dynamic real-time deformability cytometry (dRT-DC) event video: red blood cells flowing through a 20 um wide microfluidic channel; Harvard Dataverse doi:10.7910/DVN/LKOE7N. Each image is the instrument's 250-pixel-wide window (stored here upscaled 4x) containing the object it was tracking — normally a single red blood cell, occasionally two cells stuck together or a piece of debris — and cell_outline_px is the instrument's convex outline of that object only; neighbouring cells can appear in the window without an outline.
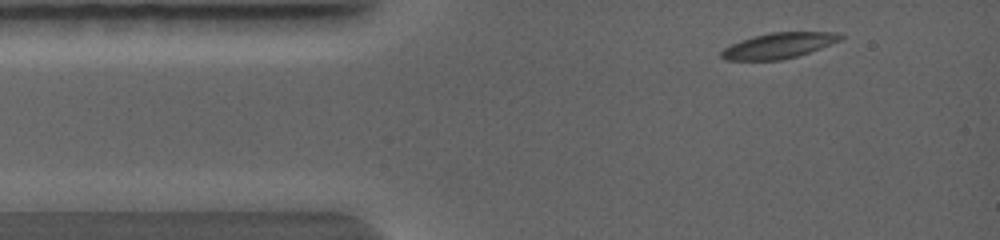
{"species": "common noctule bat (a hibernating species)", "species_latin": "Nyctalus noctula", "temperature_condition": "warm", "stored_images_in_passage": 40, "camera_frame_rate_fps": 5000, "um_per_image_px": 0.085, "animal": {"sex": "female", "body_mass_g": 19.0, "forearm_length_mm": 56.7}, "frame": {"image": 1, "passage_image": 2, "time_ms": 0.2, "image_size_px": [1000, 240], "cell_outline_px": [[844, 36], [840, 40], [820, 48], [796, 56], [780, 60], [724, 60], [720, 56], [720, 52], [724, 48], [740, 40], [752, 36], [772, 32], [836, 32]], "centroid_in_image_um": [66.14, 3.87], "position_along_channel_um": 18.9, "area_um2": 17.63}}
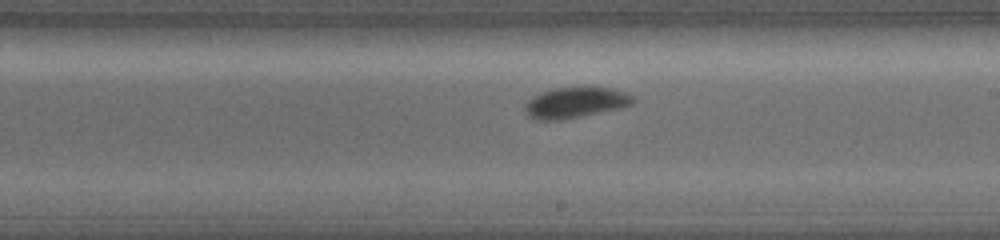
{"frame": {"image": 2, "passage_image": 24, "time_ms": 5.0, "image_size_px": [1000, 240], "cell_outline_px": [[636, 104], [560, 120], [540, 120], [528, 116], [524, 112], [524, 104], [532, 96], [556, 88], [612, 88], [628, 92], [636, 96]], "centroid_in_image_um": [48.94, 8.72], "position_along_channel_um": 240.1, "area_um2": 19.19}}
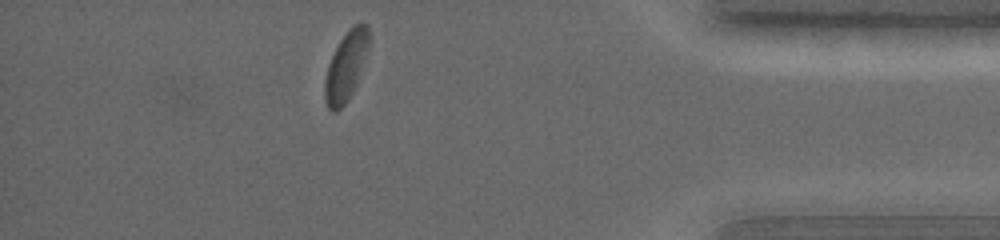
{"frame": {"image": 3, "passage_image": 40, "time_ms": 8.6, "image_size_px": [1000, 240], "cell_outline_px": [[368, 48], [356, 84], [352, 92], [344, 104], [340, 108], [328, 108], [324, 96], [324, 80], [328, 64], [340, 40], [356, 24], [368, 24]], "centroid_in_image_um": [29.39, 5.63], "position_along_channel_um": 405.8, "area_um2": 16.94}}